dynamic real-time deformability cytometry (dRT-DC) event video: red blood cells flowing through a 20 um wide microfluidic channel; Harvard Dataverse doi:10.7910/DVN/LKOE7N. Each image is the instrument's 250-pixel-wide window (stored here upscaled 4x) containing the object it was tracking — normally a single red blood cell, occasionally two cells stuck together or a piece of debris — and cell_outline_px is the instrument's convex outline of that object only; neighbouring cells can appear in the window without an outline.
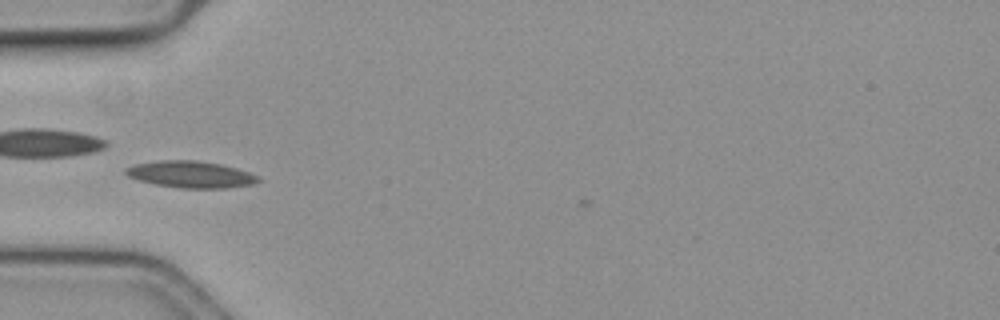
{"species": "common noctule bat (a hibernating species)", "species_latin": "Nyctalus noctula", "temperature_condition": "cold", "stored_images_in_passage": 4, "camera_frame_rate_fps": 3000, "um_per_image_px": 0.085, "animal": {"sex": "female", "body_mass_g": 19.3, "forearm_length_mm": 54.1}, "frame": {"image": 1, "passage_image": 1, "time_ms": 0.0, "image_size_px": [1000, 320], "cell_outline_px": [[260, 180], [252, 184], [224, 188], [180, 188], [156, 184], [140, 180], [128, 176], [124, 172], [124, 168], [136, 164], [160, 160], [196, 160], [220, 164], [236, 168], [260, 176]], "centroid_in_image_um": [16.21, 14.82], "position_along_channel_um": 68.8, "area_um2": 20.46}}